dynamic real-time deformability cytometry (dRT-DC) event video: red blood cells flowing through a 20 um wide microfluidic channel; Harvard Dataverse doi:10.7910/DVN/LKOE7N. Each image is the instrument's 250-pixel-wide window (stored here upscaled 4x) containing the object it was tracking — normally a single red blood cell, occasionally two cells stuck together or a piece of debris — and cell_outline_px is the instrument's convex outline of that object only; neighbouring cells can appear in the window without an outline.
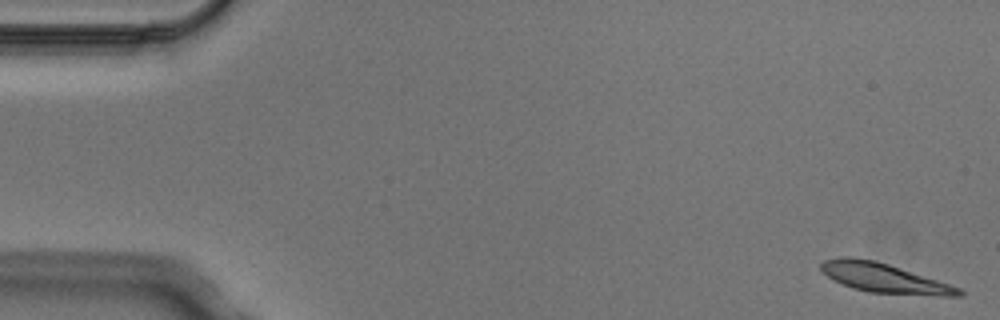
{"species": "Egyptian fruit bat (a non-hibernating species)", "species_latin": "Rousettus aegyptiacus", "temperature_condition": "cold", "stored_images_in_passage": 4, "camera_frame_rate_fps": 3000, "um_per_image_px": 0.085, "animal": {"sex": "male"}, "frame": {"image": 1, "passage_image": 1, "time_ms": 0.0, "image_size_px": [1000, 320], "cell_outline_px": [[964, 296], [940, 296], [868, 292], [852, 288], [828, 276], [820, 268], [820, 264], [824, 260], [844, 256], [852, 256], [872, 260], [888, 264], [960, 288], [964, 292]], "centroid_in_image_um": [75.15, 23.63], "position_along_channel_um": 9.9, "area_um2": 23.24}}
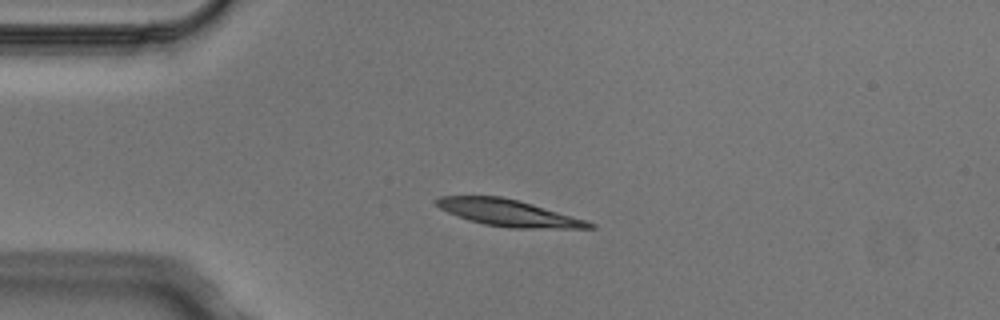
{"frame": {"image": 2, "passage_image": 4, "time_ms": 1.0, "image_size_px": [1000, 320], "cell_outline_px": [[596, 228], [508, 228], [484, 224], [468, 220], [448, 212], [440, 208], [436, 204], [436, 200], [440, 196], [500, 196], [532, 204], [584, 220], [596, 224]], "centroid_in_image_um": [43.2, 18.1], "position_along_channel_um": 41.8, "area_um2": 23.29}}